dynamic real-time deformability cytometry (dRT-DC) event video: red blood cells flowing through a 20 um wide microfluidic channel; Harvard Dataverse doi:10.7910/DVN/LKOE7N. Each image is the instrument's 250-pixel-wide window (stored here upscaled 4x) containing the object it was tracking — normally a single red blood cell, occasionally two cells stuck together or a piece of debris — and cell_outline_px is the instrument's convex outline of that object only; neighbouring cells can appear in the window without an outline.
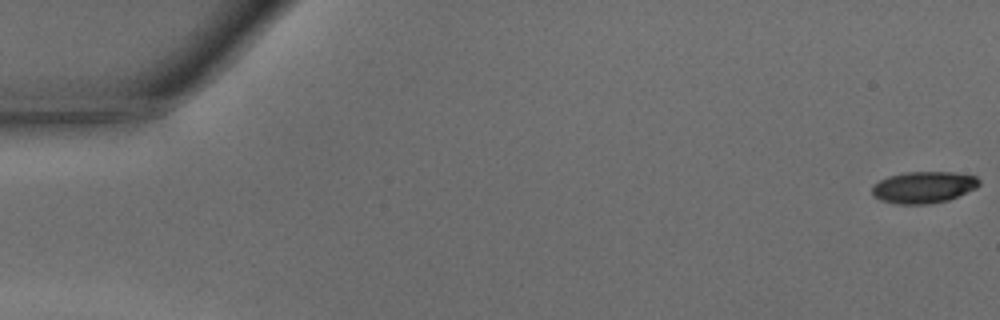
{"species": "common noctule bat (a hibernating species)", "species_latin": "Nyctalus noctula", "temperature_condition": "warm", "stored_images_in_passage": 15, "camera_frame_rate_fps": 3000, "um_per_image_px": 0.085, "animal": {"sex": "male", "body_mass_g": 15.6}, "frame": {"image": 1, "passage_image": 1, "time_ms": 0.0, "image_size_px": [1000, 320], "cell_outline_px": [[980, 184], [976, 188], [948, 200], [928, 204], [896, 204], [880, 200], [872, 196], [872, 188], [880, 180], [888, 176], [904, 172], [952, 172], [976, 176], [980, 180]], "centroid_in_image_um": [78.5, 15.92], "position_along_channel_um": 6.5, "area_um2": 19.77}}
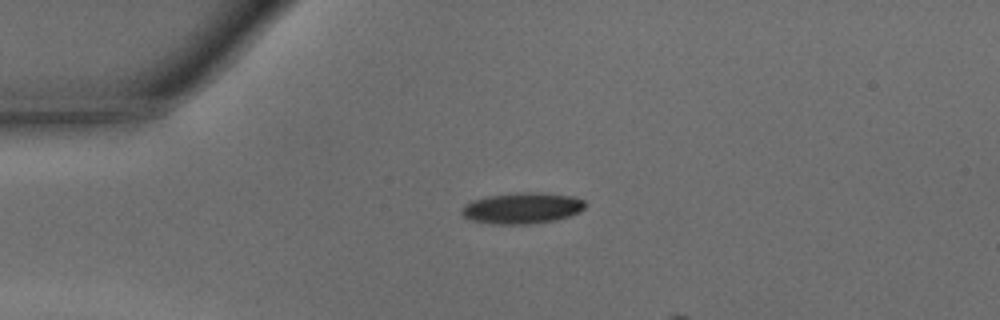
{"frame": {"image": 2, "passage_image": 12, "time_ms": 3.667, "image_size_px": [1000, 320], "cell_outline_px": [[588, 204], [580, 212], [556, 220], [528, 224], [496, 224], [472, 220], [464, 216], [460, 212], [464, 204], [472, 200], [488, 196], [520, 192], [540, 192], [572, 196], [584, 200]], "centroid_in_image_um": [44.41, 17.68], "position_along_channel_um": 40.6, "area_um2": 22.43}}